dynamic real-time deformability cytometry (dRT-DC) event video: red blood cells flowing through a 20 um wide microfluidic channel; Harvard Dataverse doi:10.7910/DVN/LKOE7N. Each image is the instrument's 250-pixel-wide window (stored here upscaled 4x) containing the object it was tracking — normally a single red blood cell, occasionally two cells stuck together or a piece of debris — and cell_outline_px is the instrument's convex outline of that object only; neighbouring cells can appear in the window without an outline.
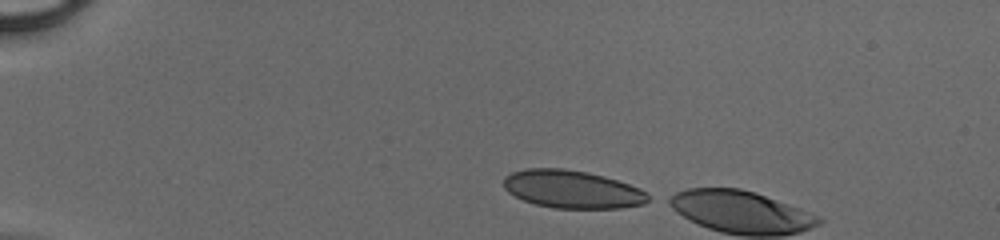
{"species": "human", "species_latin": "Homo sapiens", "temperature_condition": "cold", "stored_images_in_passage": 4, "camera_frame_rate_fps": 3000, "um_per_image_px": 0.085, "donor": {"sex": "male"}, "frame": {"image": 1, "passage_image": 1, "time_ms": 0.0, "image_size_px": [1000, 240], "cell_outline_px": [[652, 200], [644, 204], [620, 208], [552, 208], [536, 204], [524, 200], [508, 192], [504, 188], [504, 176], [512, 172], [528, 168], [564, 168], [588, 172], [604, 176], [640, 188]], "centroid_in_image_um": [48.64, 16.08], "position_along_channel_um": 36.4, "area_um2": 31.91}}